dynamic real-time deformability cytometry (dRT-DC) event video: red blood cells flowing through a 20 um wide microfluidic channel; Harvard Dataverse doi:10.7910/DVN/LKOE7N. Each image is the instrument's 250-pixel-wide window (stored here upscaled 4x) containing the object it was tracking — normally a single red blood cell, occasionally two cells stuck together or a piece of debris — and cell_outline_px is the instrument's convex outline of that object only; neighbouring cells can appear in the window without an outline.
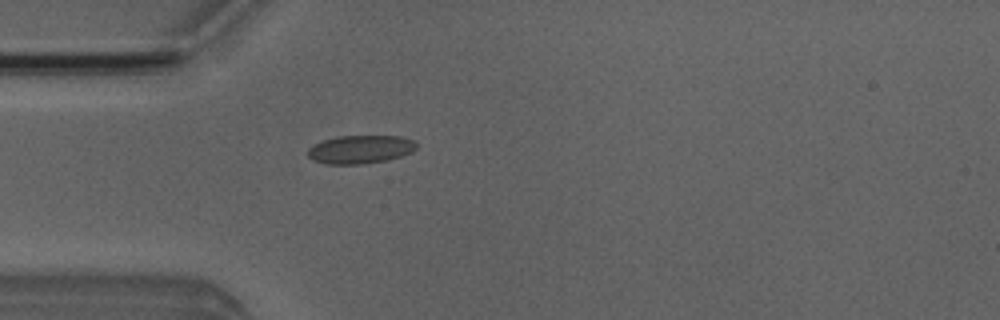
{"species": "Egyptian fruit bat (a non-hibernating species)", "species_latin": "Rousettus aegyptiacus", "temperature_condition": "room temperature", "stored_images_in_passage": 3, "camera_frame_rate_fps": 3000, "um_per_image_px": 0.085, "animal": {"sex": "male"}, "frame": {"image": 1, "passage_image": 3, "time_ms": 3.0, "image_size_px": [1000, 320], "cell_outline_px": [[416, 148], [412, 152], [388, 160], [364, 164], [324, 164], [312, 160], [308, 156], [308, 148], [324, 140], [340, 136], [400, 136], [412, 140], [416, 144]], "centroid_in_image_um": [30.62, 12.71], "position_along_channel_um": 54.4, "area_um2": 17.86}}